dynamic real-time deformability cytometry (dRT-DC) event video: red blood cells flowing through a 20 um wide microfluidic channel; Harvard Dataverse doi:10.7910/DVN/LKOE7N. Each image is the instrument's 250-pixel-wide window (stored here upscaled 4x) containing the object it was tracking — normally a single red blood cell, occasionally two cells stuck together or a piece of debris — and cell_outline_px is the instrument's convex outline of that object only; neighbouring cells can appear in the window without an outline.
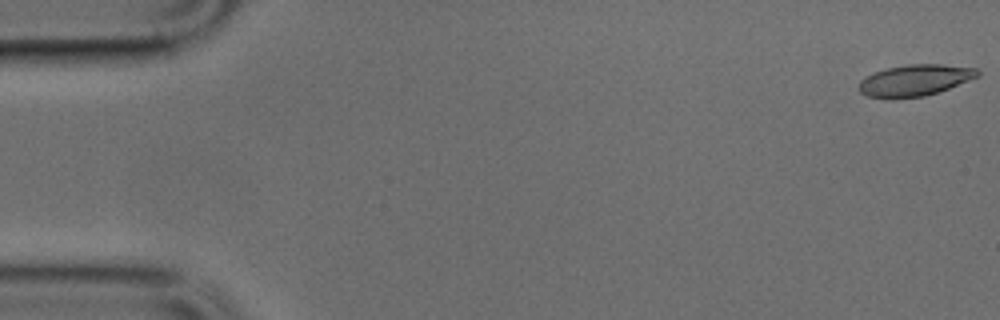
{"species": "common noctule bat (a hibernating species)", "species_latin": "Nyctalus noctula", "temperature_condition": "cold", "stored_images_in_passage": 8, "camera_frame_rate_fps": 3000, "um_per_image_px": 0.085, "animal": {"sex": "male", "body_mass_g": 17.9, "forearm_length_mm": 54.2}, "frame": {"image": 1, "passage_image": 1, "time_ms": 0.0, "image_size_px": [1000, 320], "cell_outline_px": [[980, 76], [948, 88], [924, 96], [892, 100], [868, 96], [860, 92], [856, 88], [860, 80], [864, 76], [872, 72], [888, 68], [908, 64], [944, 64], [976, 68], [980, 72]], "centroid_in_image_um": [77.7, 6.83], "position_along_channel_um": 7.3, "area_um2": 22.08}}